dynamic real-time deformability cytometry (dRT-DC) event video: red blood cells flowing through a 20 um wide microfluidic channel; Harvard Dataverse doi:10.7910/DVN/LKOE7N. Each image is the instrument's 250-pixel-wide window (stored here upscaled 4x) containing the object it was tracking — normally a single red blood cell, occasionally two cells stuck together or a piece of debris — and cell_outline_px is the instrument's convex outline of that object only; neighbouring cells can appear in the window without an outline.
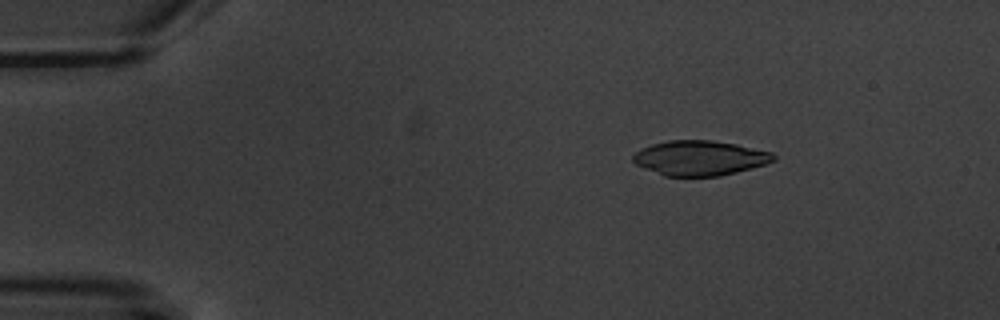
{"species": "common noctule bat (a hibernating species)", "species_latin": "Nyctalus noctula", "temperature_condition": "warm", "stored_images_in_passage": 8, "camera_frame_rate_fps": 3000, "um_per_image_px": 0.085, "animal": {"sex": "male", "body_mass_g": 20.1, "forearm_length_mm": 53.5}, "frame": {"image": 1, "passage_image": 3, "time_ms": 2.667, "image_size_px": [1000, 320], "cell_outline_px": [[776, 160], [764, 164], [736, 172], [720, 176], [664, 176], [644, 168], [636, 164], [632, 160], [632, 156], [636, 152], [652, 144], [668, 140], [712, 140], [736, 144], [772, 152], [776, 156]], "centroid_in_image_um": [59.48, 13.43], "position_along_channel_um": 25.5, "area_um2": 28.44}}